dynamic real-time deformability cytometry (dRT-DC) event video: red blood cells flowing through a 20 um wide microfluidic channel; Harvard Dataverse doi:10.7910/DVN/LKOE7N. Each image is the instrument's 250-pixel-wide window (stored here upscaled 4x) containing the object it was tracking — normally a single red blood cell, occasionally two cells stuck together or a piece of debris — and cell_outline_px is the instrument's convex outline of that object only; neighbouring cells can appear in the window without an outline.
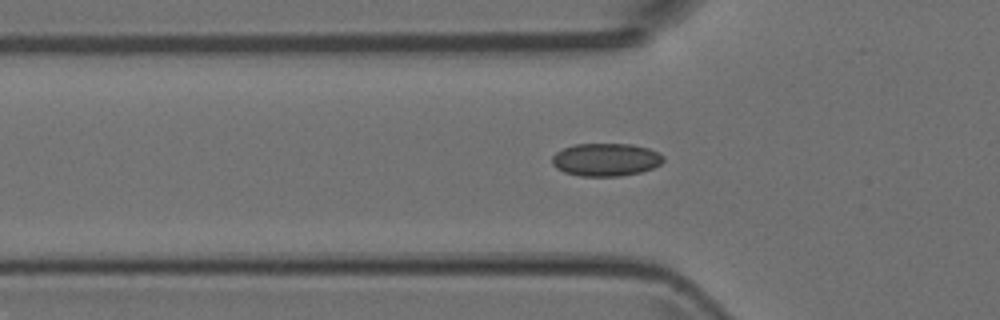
{"species": "Egyptian fruit bat (a non-hibernating species)", "species_latin": "Rousettus aegyptiacus", "temperature_condition": "room temperature", "stored_images_in_passage": 32, "camera_frame_rate_fps": 3000, "um_per_image_px": 0.085, "animal": {"sex": "female"}, "frame": {"image": 1, "passage_image": 7, "time_ms": 2.0, "image_size_px": [1000, 320], "cell_outline_px": [[664, 160], [660, 164], [652, 168], [640, 172], [620, 176], [580, 176], [564, 172], [556, 168], [552, 164], [552, 156], [556, 152], [564, 148], [576, 144], [632, 144], [648, 148], [664, 156]], "centroid_in_image_um": [51.48, 13.57], "position_along_channel_um": 74.3, "area_um2": 21.27}}
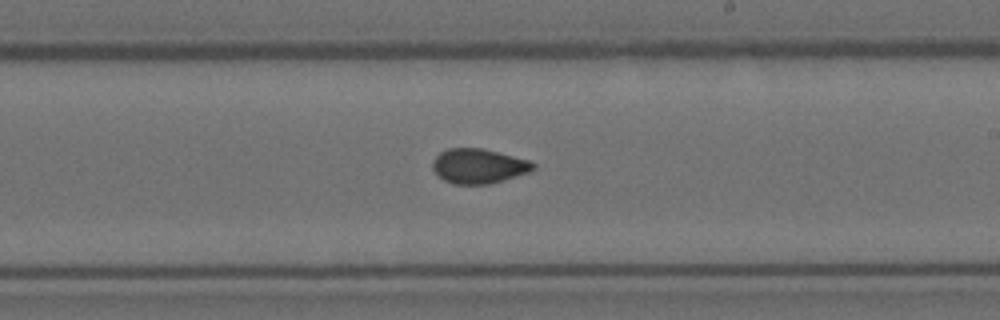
{"frame": {"image": 2, "passage_image": 20, "time_ms": 6.333, "image_size_px": [1000, 320], "cell_outline_px": [[536, 168], [528, 172], [504, 180], [488, 184], [452, 184], [444, 180], [432, 168], [432, 160], [440, 152], [448, 148], [484, 148], [528, 160], [536, 164]], "centroid_in_image_um": [40.67, 14.11], "position_along_channel_um": 248.3, "area_um2": 20.35}}
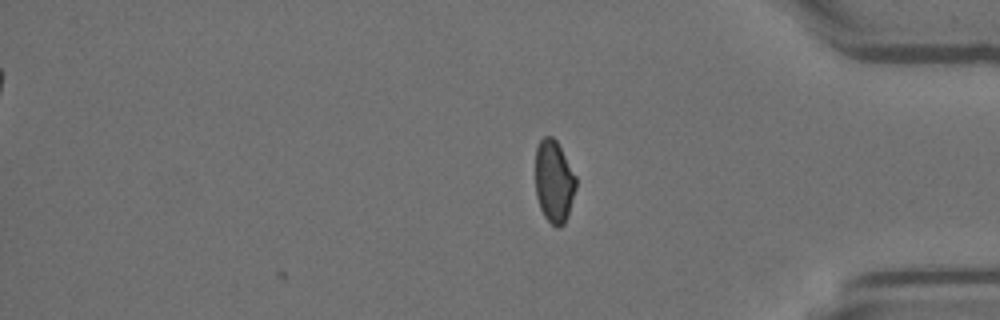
{"frame": {"image": 3, "passage_image": 32, "time_ms": 10.333, "image_size_px": [1000, 320], "cell_outline_px": [[576, 188], [564, 224], [560, 228], [556, 228], [544, 216], [540, 208], [536, 196], [536, 148], [540, 140], [544, 136], [552, 136], [556, 140], [576, 176]], "centroid_in_image_um": [47.08, 15.42], "position_along_channel_um": 388.1, "area_um2": 19.36}}